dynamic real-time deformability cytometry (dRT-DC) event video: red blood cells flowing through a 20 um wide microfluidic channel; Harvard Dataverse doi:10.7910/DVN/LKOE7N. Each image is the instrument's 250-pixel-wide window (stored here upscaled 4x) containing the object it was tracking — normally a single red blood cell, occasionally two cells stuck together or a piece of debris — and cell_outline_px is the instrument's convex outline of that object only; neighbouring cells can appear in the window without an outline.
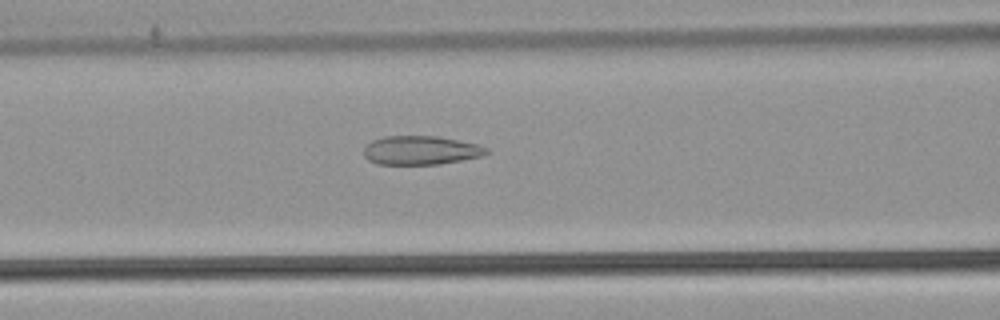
{"species": "common noctule bat (a hibernating species)", "species_latin": "Nyctalus noctula", "temperature_condition": "warm", "stored_images_in_passage": 52, "camera_frame_rate_fps": 3000, "um_per_image_px": 0.085, "animal": {"sex": "male", "body_mass_g": 21.5, "forearm_length_mm": 52.0}, "frame": {"image": 1, "passage_image": 21, "time_ms": 6.667, "image_size_px": [1000, 320], "cell_outline_px": [[492, 152], [484, 156], [440, 164], [380, 164], [368, 160], [364, 156], [364, 148], [372, 140], [384, 136], [440, 136], [476, 144], [488, 148]], "centroid_in_image_um": [35.81, 12.77], "position_along_channel_um": 130.8, "area_um2": 20.75}}
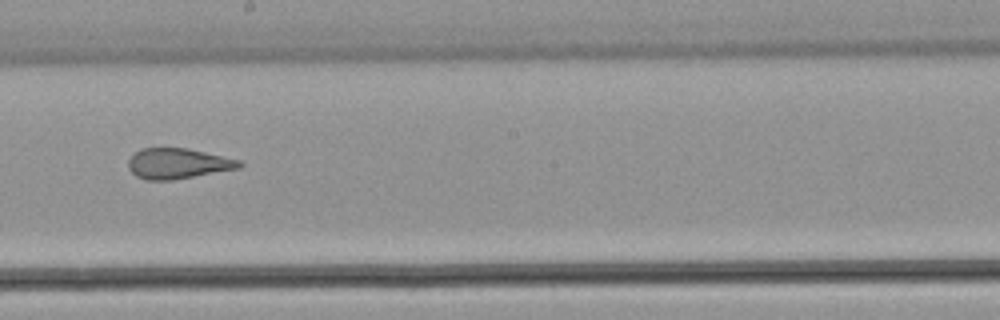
{"frame": {"image": 2, "passage_image": 29, "time_ms": 9.333, "image_size_px": [1000, 320], "cell_outline_px": [[244, 164], [240, 168], [172, 180], [148, 180], [136, 176], [128, 168], [128, 160], [140, 148], [188, 148], [240, 160]], "centroid_in_image_um": [15.12, 13.9], "position_along_channel_um": 233.1, "area_um2": 19.65}}
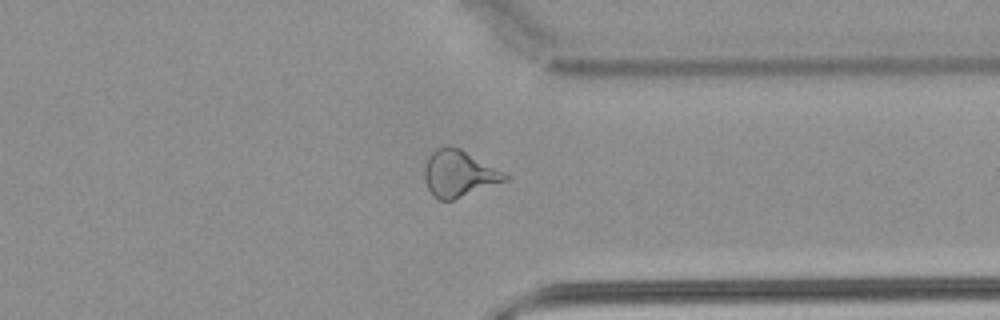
{"frame": {"image": 3, "passage_image": 40, "time_ms": 13.0, "image_size_px": [1000, 320], "cell_outline_px": [[508, 180], [452, 200], [440, 200], [432, 196], [424, 180], [424, 164], [428, 156], [436, 148], [444, 144], [448, 144], [460, 148], [504, 172], [508, 176]], "centroid_in_image_um": [38.96, 14.73], "position_along_channel_um": 372.4, "area_um2": 21.96}, "authors_computed_cell_mechanics": {"area_um2": 23.698, "velocity_mm_per_s": 3.8458, "shape_relaxation_time_tau1_ms": null, "shape_relaxation_time_tau2_ms": 1.5434, "deformation_change_tau1": null, "deformation_change_tau2": 0.104}}